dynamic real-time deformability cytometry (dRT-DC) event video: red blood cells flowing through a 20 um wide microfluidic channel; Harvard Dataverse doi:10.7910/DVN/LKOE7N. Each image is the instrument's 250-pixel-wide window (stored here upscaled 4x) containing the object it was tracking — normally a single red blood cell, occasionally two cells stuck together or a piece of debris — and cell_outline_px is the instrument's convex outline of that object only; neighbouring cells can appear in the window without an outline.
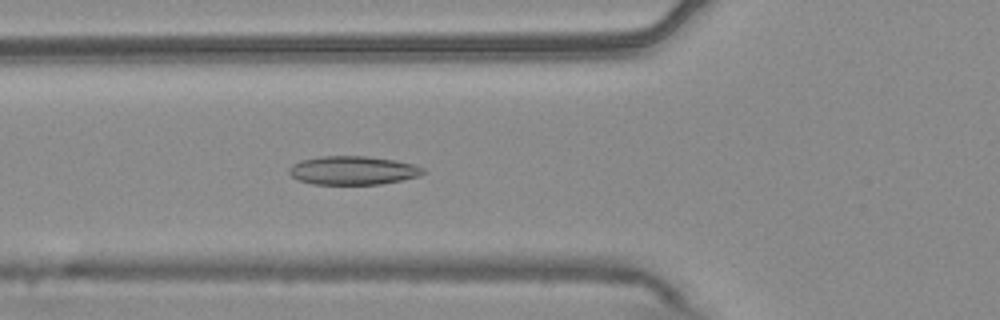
{"species": "common noctule bat (a hibernating species)", "species_latin": "Nyctalus noctula", "temperature_condition": "warm", "stored_images_in_passage": 50, "camera_frame_rate_fps": 3000, "um_per_image_px": 0.085, "animal": {"sex": "male", "body_mass_g": 20.4}, "frame": {"image": 1, "passage_image": 20, "time_ms": 6.333, "image_size_px": [1000, 320], "cell_outline_px": [[428, 172], [420, 176], [404, 180], [380, 184], [312, 184], [296, 180], [288, 172], [288, 168], [292, 164], [300, 160], [320, 156], [368, 156], [396, 160], [412, 164], [424, 168]], "centroid_in_image_um": [30.01, 14.48], "position_along_channel_um": 95.8, "area_um2": 22.72}}
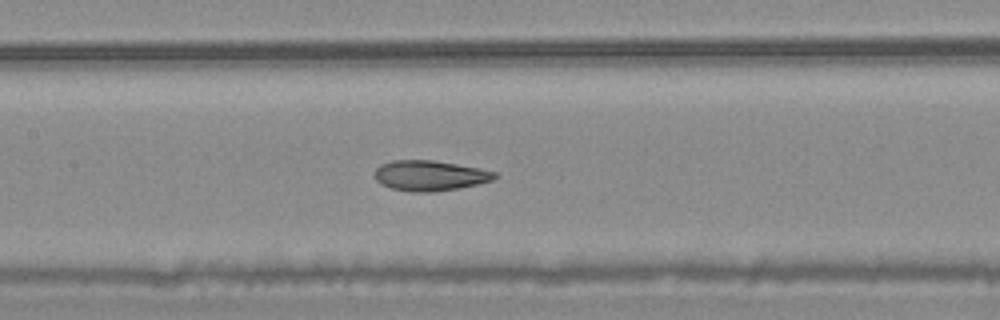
{"frame": {"image": 2, "passage_image": 26, "time_ms": 8.333, "image_size_px": [1000, 320], "cell_outline_px": [[500, 176], [492, 180], [460, 188], [432, 192], [412, 192], [392, 188], [380, 184], [376, 180], [376, 168], [380, 164], [392, 160], [432, 160], [480, 168], [496, 172]], "centroid_in_image_um": [36.55, 14.92], "position_along_channel_um": 170.9, "area_um2": 21.21}}
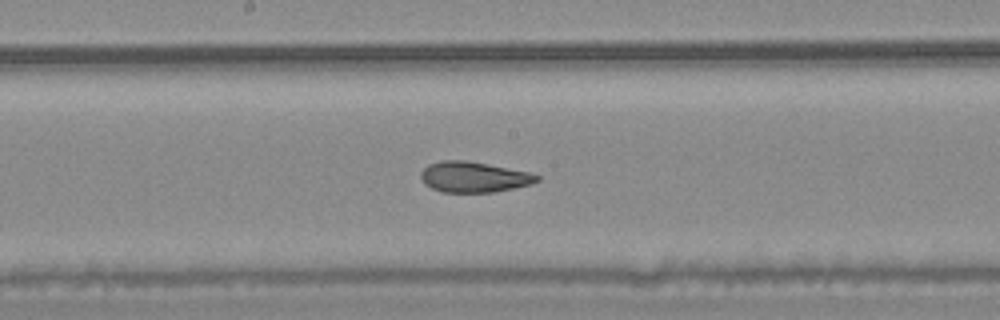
{"frame": {"image": 3, "passage_image": 29, "time_ms": 9.333, "image_size_px": [1000, 320], "cell_outline_px": [[540, 180], [532, 184], [492, 192], [444, 192], [432, 188], [424, 184], [420, 180], [420, 172], [428, 164], [440, 160], [464, 160], [488, 164], [532, 172], [540, 176]], "centroid_in_image_um": [40.27, 15.03], "position_along_channel_um": 207.9, "area_um2": 20.87}, "authors_computed_cell_mechanics": {"area_um2": 22.8021, "velocity_mm_per_s": 3.7254, "shape_relaxation_time_tau1_ms": 7.003, "shape_relaxation_time_tau2_ms": 1.7488, "deformation_change_tau1": 0.1781, "deformation_change_tau2": 0.0757}}